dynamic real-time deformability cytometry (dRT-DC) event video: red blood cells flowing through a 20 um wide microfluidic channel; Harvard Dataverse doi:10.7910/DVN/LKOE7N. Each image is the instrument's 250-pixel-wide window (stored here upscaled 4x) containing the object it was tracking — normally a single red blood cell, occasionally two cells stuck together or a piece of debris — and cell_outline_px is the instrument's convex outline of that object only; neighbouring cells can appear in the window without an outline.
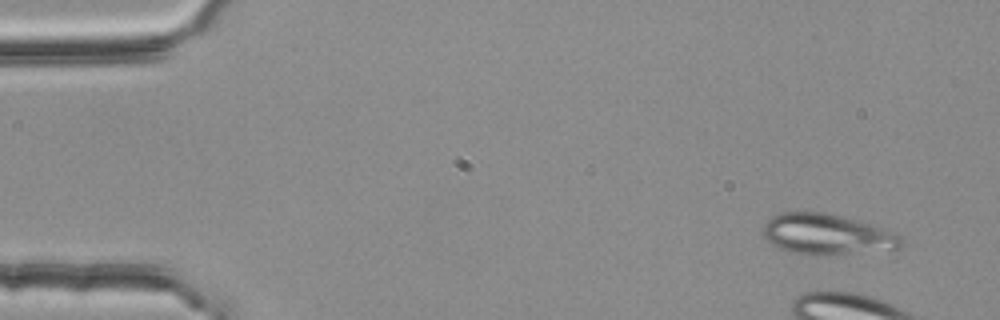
{"species": "common noctule bat (a hibernating species)", "species_latin": "Nyctalus noctula", "temperature_condition": "room temperature", "stored_images_in_passage": 4, "camera_frame_rate_fps": 3000, "um_per_image_px": 0.085, "animal": {"sex": "female", "body_mass_g": 25.1}, "frame": {"image": 1, "passage_image": 1, "time_ms": 0.0, "image_size_px": [1000, 320], "cell_outline_px": [[904, 244], [900, 248], [848, 252], [792, 252], [776, 248], [764, 236], [760, 228], [772, 216], [780, 212], [824, 212], [840, 216], [884, 228], [896, 232], [904, 236]], "centroid_in_image_um": [70.28, 19.86], "position_along_channel_um": 14.7, "area_um2": 31.79}}